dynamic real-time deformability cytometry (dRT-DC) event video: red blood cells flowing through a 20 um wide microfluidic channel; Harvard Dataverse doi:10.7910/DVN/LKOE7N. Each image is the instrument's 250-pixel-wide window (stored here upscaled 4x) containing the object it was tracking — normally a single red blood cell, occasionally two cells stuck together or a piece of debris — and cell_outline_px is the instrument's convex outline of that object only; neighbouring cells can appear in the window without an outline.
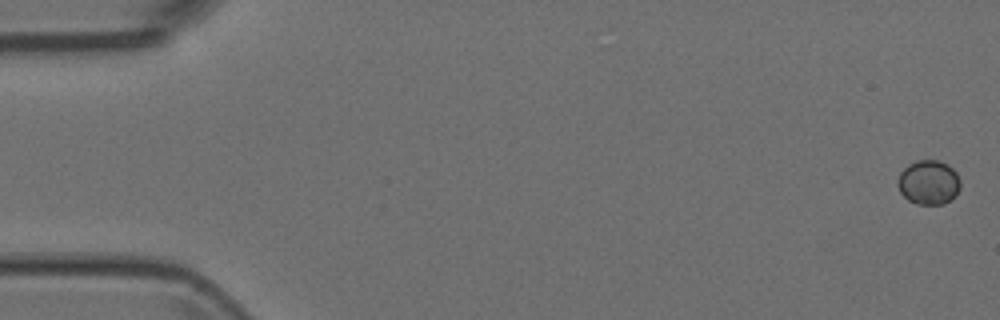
{"species": "Egyptian fruit bat (a non-hibernating species)", "species_latin": "Rousettus aegyptiacus", "temperature_condition": "room temperature", "stored_images_in_passage": 6, "camera_frame_rate_fps": 3000, "um_per_image_px": 0.085, "animal": {"sex": "female"}, "frame": {"image": 1, "passage_image": 1, "time_ms": 0.0, "image_size_px": [1000, 320], "cell_outline_px": [[960, 188], [944, 204], [916, 204], [908, 200], [900, 192], [896, 184], [900, 172], [908, 164], [916, 160], [940, 160], [948, 164], [956, 172], [960, 180]], "centroid_in_image_um": [78.9, 15.48], "position_along_channel_um": 6.1, "area_um2": 16.24}}
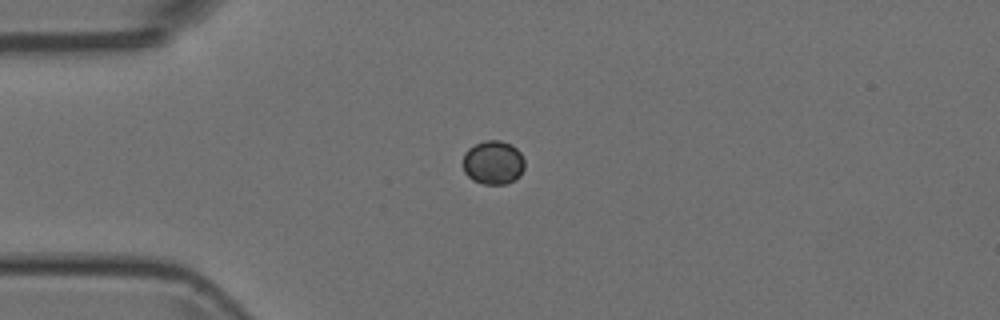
{"frame": {"image": 2, "passage_image": 4, "time_ms": 1.0, "image_size_px": [1000, 320], "cell_outline_px": [[524, 168], [520, 176], [504, 184], [484, 184], [472, 180], [464, 172], [464, 152], [468, 148], [484, 140], [500, 140], [516, 148], [520, 152], [524, 160]], "centroid_in_image_um": [41.91, 13.81], "position_along_channel_um": 43.1, "area_um2": 15.66}}
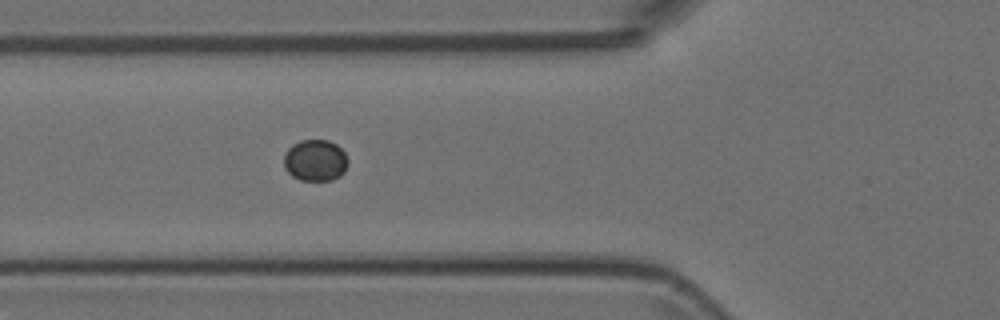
{"frame": {"image": 3, "passage_image": 6, "time_ms": 1.667, "image_size_px": [1000, 320], "cell_outline_px": [[348, 164], [344, 172], [340, 176], [332, 180], [300, 180], [292, 176], [284, 168], [284, 156], [288, 148], [292, 144], [300, 140], [328, 140], [336, 144], [344, 152], [348, 160]], "centroid_in_image_um": [26.8, 13.63], "position_along_channel_um": 99.0, "area_um2": 15.61}}